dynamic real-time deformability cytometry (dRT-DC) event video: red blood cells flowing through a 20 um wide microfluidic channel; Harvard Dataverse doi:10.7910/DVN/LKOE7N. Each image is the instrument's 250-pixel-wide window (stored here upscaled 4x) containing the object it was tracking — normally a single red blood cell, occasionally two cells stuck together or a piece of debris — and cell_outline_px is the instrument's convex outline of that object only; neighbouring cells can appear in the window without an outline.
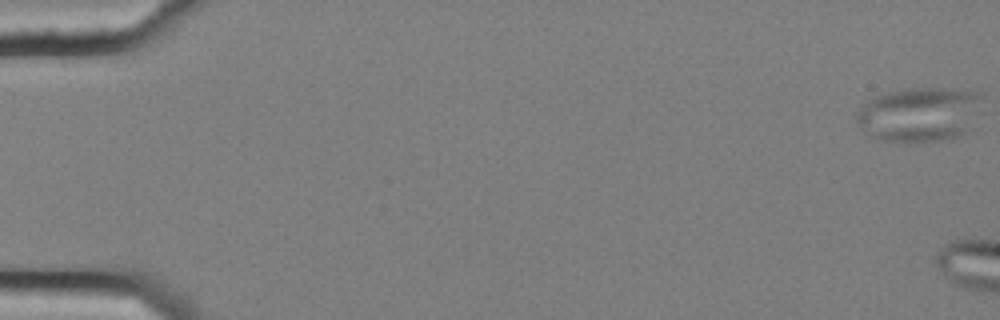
{"species": "common noctule bat (a hibernating species)", "species_latin": "Nyctalus noctula", "temperature_condition": "cold", "stored_images_in_passage": 5, "camera_frame_rate_fps": 3000, "um_per_image_px": 0.085, "animal": {"sex": "female", "body_mass_g": 25.1}, "frame": {"image": 1, "passage_image": 1, "time_ms": 0.0, "image_size_px": [1000, 320], "cell_outline_px": [[980, 96], [964, 132], [940, 140], [884, 140], [876, 136], [860, 124], [856, 120], [856, 116], [868, 100], [876, 96], [888, 92], [920, 88], [932, 88], [976, 92]], "centroid_in_image_um": [78.07, 9.68], "position_along_channel_um": 6.9, "area_um2": 36.99}}